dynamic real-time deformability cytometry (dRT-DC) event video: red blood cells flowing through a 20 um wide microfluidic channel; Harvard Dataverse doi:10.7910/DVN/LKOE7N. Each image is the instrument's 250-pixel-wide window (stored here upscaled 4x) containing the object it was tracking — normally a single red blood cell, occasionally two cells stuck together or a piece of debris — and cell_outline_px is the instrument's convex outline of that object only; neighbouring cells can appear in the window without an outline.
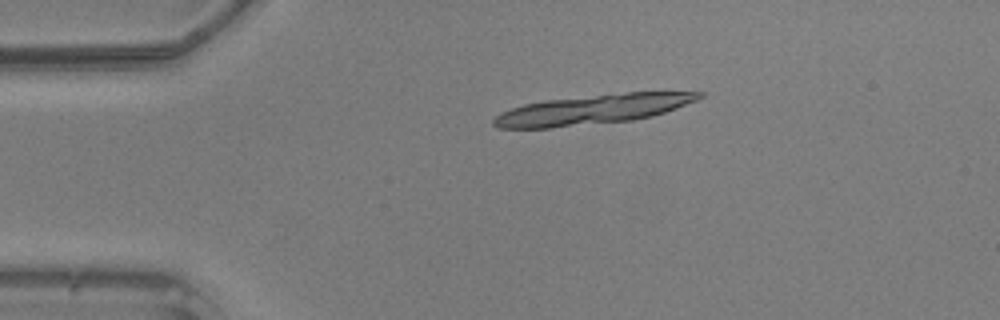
{"species": "common noctule bat (a hibernating species)", "species_latin": "Nyctalus noctula", "temperature_condition": "warm", "stored_images_in_passage": 17, "segment_of_instrument_passage": [2, 4], "camera_frame_rate_fps": 3000, "um_per_image_px": 0.085, "animal": {"sex": "male", "body_mass_g": 20.5, "forearm_length_mm": 52.5}, "frame": {"image": 1, "passage_image": 10, "time_ms": 3.0, "image_size_px": [1000, 320], "cell_outline_px": [[608, 96], [588, 116], [564, 124], [540, 128], [516, 128], [508, 112], [532, 104], [604, 96]], "centroid_in_image_um": [47.11, 9.57], "position_along_channel_um": 37.9, "area_um2": 13.58}}